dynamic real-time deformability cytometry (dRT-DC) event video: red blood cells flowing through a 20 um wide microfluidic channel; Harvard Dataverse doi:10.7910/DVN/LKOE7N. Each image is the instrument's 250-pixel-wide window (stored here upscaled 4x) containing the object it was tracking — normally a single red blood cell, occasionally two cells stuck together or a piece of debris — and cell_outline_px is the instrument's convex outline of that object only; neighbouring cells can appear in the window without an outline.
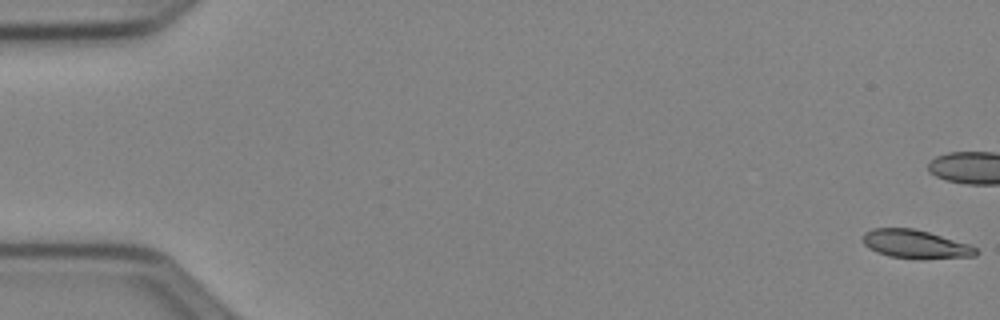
{"species": "Egyptian fruit bat (a non-hibernating species)", "species_latin": "Rousettus aegyptiacus", "temperature_condition": "cold", "stored_images_in_passage": 53, "camera_frame_rate_fps": 3000, "um_per_image_px": 0.085, "animal": {"sex": "female"}, "frame": {"image": 1, "passage_image": 1, "time_ms": 0.0, "image_size_px": [1000, 320], "cell_outline_px": [[980, 252], [976, 256], [920, 260], [888, 256], [876, 252], [868, 248], [860, 240], [864, 232], [872, 228], [912, 228], [928, 232], [968, 244], [976, 248]], "centroid_in_image_um": [77.78, 20.77], "position_along_channel_um": 7.2, "area_um2": 19.13}, "authors_computed_cell_mechanics": {"area_um2": 19.941, "velocity_mm_per_s": 3.9375, "shape_relaxation_time_tau1_ms": 5.875, "shape_relaxation_time_tau2_ms": null, "deformation_change_tau1": 0.1472, "deformation_change_tau2": null}}